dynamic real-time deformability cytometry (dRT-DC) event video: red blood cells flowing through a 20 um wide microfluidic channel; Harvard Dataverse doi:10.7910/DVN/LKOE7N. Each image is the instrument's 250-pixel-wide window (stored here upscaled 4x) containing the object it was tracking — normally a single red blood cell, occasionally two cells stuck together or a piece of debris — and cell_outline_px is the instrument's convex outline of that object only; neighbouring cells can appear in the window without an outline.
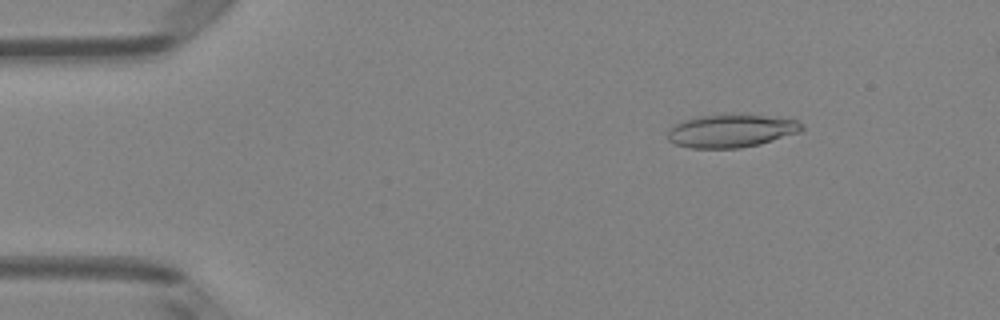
{"species": "Egyptian fruit bat (a non-hibernating species)", "species_latin": "Rousettus aegyptiacus", "temperature_condition": "room temperature", "stored_images_in_passage": 45, "camera_frame_rate_fps": 3000, "um_per_image_px": 0.085, "animal": {"sex": "female"}, "frame": {"image": 1, "passage_image": 7, "time_ms": 2.0, "image_size_px": [1000, 320], "cell_outline_px": [[804, 128], [800, 132], [760, 144], [740, 148], [688, 148], [676, 144], [668, 140], [668, 128], [680, 120], [692, 116], [724, 112], [764, 116], [796, 120], [804, 124]], "centroid_in_image_um": [62.09, 11.09], "position_along_channel_um": 22.9, "area_um2": 26.59}}
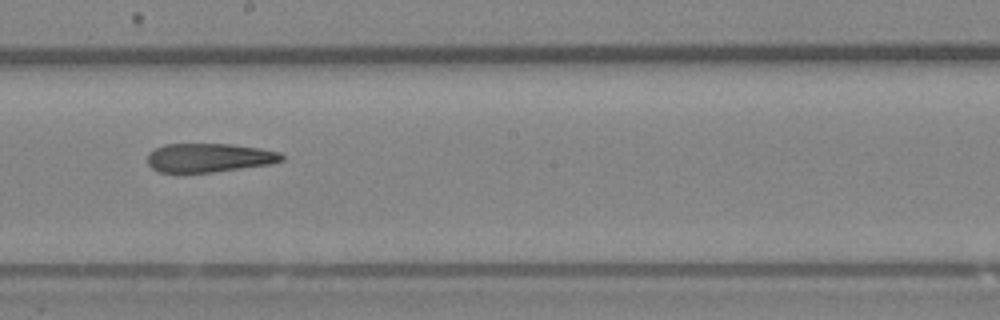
{"frame": {"image": 2, "passage_image": 28, "time_ms": 9.0, "image_size_px": [1000, 320], "cell_outline_px": [[284, 160], [272, 164], [184, 176], [160, 172], [152, 168], [148, 164], [148, 152], [164, 144], [232, 144], [260, 148], [280, 152], [284, 156]], "centroid_in_image_um": [17.73, 13.44], "position_along_channel_um": 230.5, "area_um2": 23.41}}
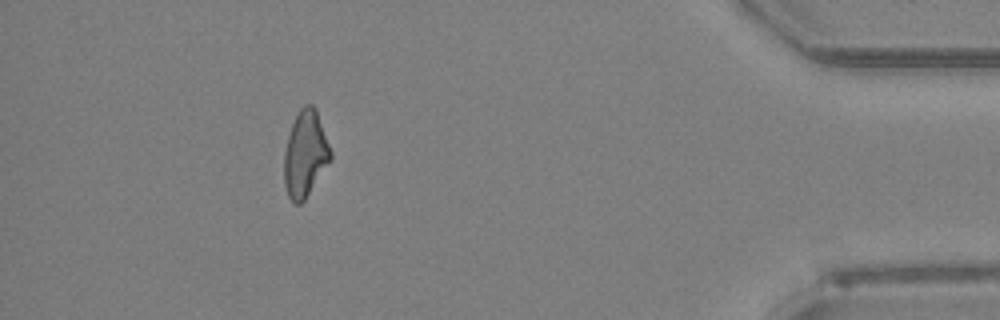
{"frame": {"image": 3, "passage_image": 45, "time_ms": 14.667, "image_size_px": [1000, 320], "cell_outline_px": [[332, 160], [304, 200], [300, 204], [296, 204], [288, 196], [284, 184], [284, 152], [288, 136], [292, 124], [300, 108], [304, 104], [312, 104], [316, 108], [332, 152]], "centroid_in_image_um": [25.96, 13.08], "position_along_channel_um": 409.2, "area_um2": 23.41}, "authors_computed_cell_mechanics": {"area_um2": 24.4494, "velocity_mm_per_s": 4.1012, "shape_relaxation_time_tau1_ms": null, "shape_relaxation_time_tau2_ms": 8.701, "deformation_change_tau1": null, "deformation_change_tau2": 0.2456}}